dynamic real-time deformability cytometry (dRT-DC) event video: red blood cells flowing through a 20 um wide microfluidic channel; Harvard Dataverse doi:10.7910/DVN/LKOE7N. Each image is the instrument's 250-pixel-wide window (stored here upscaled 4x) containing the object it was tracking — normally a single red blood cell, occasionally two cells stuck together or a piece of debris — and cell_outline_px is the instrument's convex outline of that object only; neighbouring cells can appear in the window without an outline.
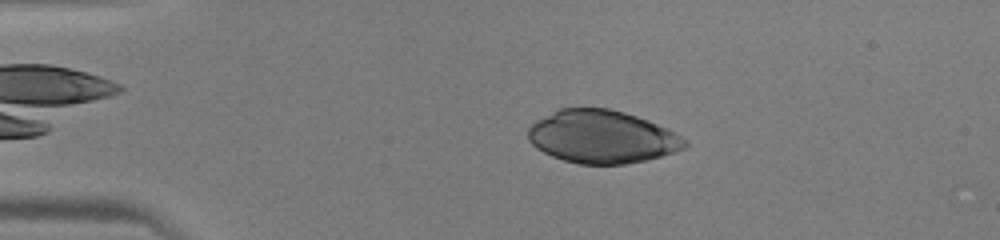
{"species": "human", "species_latin": "Homo sapiens", "temperature_condition": "warm", "stored_images_in_passage": 39, "camera_frame_rate_fps": 3000, "um_per_image_px": 0.085, "donor": {"sex": "male"}, "frame": {"image": 1, "passage_image": 2, "time_ms": 0.333, "image_size_px": [1000, 240], "cell_outline_px": [[688, 144], [684, 148], [676, 152], [644, 160], [624, 164], [580, 164], [564, 160], [552, 156], [536, 148], [528, 140], [528, 128], [536, 120], [560, 108], [608, 108], [624, 112], [636, 116], [656, 124], [688, 140]], "centroid_in_image_um": [51.14, 11.63], "position_along_channel_um": 33.9, "area_um2": 47.97}}
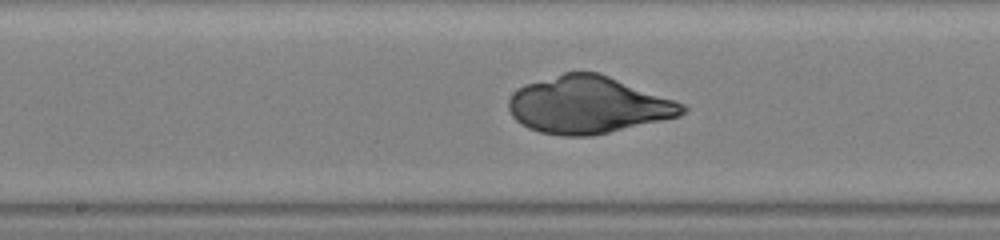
{"frame": {"image": 2, "passage_image": 17, "time_ms": 5.333, "image_size_px": [1000, 240], "cell_outline_px": [[688, 108], [680, 116], [592, 136], [564, 136], [540, 132], [528, 128], [520, 124], [512, 116], [508, 108], [508, 100], [512, 92], [524, 84], [564, 72], [596, 72], [608, 76], [676, 100], [684, 104]], "centroid_in_image_um": [49.97, 8.92], "position_along_channel_um": 198.2, "area_um2": 57.86}}
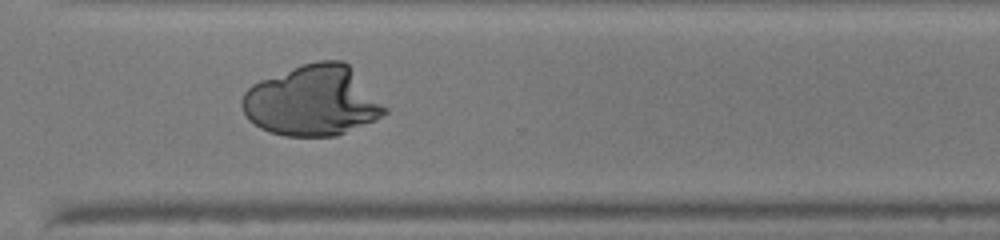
{"frame": {"image": 3, "passage_image": 27, "time_ms": 8.667, "image_size_px": [1000, 240], "cell_outline_px": [[388, 112], [376, 120], [336, 136], [284, 136], [268, 132], [260, 128], [248, 120], [240, 104], [240, 100], [244, 92], [252, 84], [260, 80], [304, 64], [316, 60], [344, 60], [348, 64], [388, 108]], "centroid_in_image_um": [26.55, 8.58], "position_along_channel_um": 344.0, "area_um2": 58.72}}